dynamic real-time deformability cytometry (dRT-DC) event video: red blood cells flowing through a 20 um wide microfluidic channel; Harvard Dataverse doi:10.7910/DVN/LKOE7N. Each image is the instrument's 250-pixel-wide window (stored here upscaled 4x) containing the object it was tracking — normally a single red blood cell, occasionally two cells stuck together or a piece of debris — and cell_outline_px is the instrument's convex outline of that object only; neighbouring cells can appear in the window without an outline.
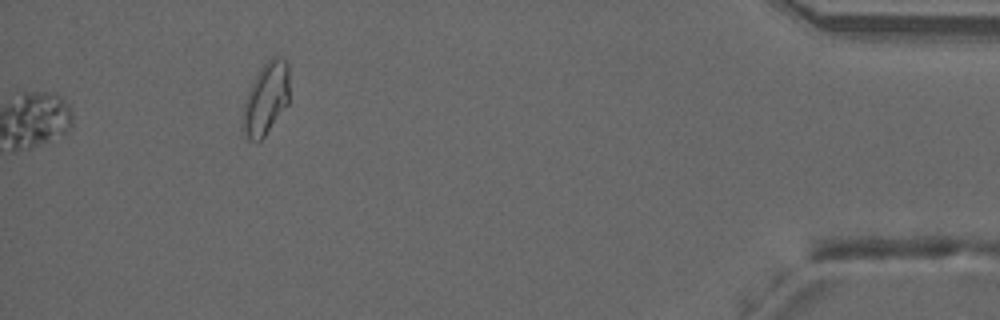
{"species": "common noctule bat (a hibernating species)", "species_latin": "Nyctalus noctula", "temperature_condition": "warm", "stored_images_in_passage": 33, "segment_of_instrument_passage": [2, 2], "camera_frame_rate_fps": 3000, "um_per_image_px": 0.085, "animal": {"sex": "male", "forearm_length_mm": 52.5}, "frame": {"image": 1, "passage_image": 33, "time_ms": 10.667, "image_size_px": [1000, 320], "cell_outline_px": [[288, 104], [264, 136], [256, 144], [248, 140], [244, 128], [244, 104], [248, 92], [260, 68], [272, 56], [280, 56], [288, 64]], "centroid_in_image_um": [22.63, 8.37], "position_along_channel_um": 412.6, "area_um2": 19.13}}